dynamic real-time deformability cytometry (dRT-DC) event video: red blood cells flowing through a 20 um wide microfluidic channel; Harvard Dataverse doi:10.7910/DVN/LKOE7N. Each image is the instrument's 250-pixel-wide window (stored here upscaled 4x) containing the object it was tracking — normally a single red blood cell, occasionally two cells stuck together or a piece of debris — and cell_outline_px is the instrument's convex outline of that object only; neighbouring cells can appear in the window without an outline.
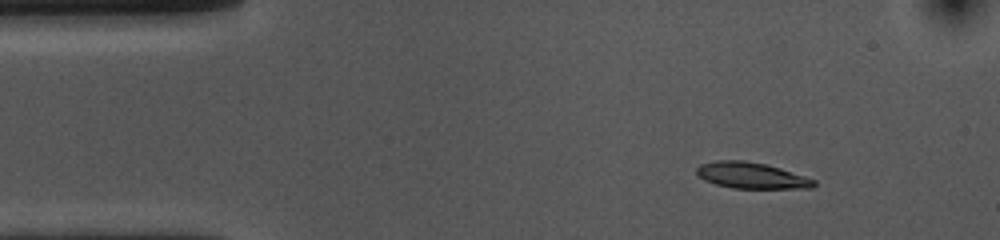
{"species": "common noctule bat (a hibernating species)", "species_latin": "Nyctalus noctula", "temperature_condition": "cold", "stored_images_in_passage": 48, "camera_frame_rate_fps": 3000, "um_per_image_px": 0.085, "animal": {"sex": "female", "body_mass_g": 10.0, "forearm_length_mm": 53.1}, "frame": {"image": 1, "passage_image": 1, "time_ms": 0.0, "image_size_px": [1000, 240], "cell_outline_px": [[816, 184], [812, 188], [732, 188], [716, 184], [704, 180], [696, 172], [696, 168], [700, 164], [716, 160], [744, 160], [764, 164], [780, 168], [816, 180]], "centroid_in_image_um": [63.86, 14.91], "position_along_channel_um": 21.1, "area_um2": 17.74}}
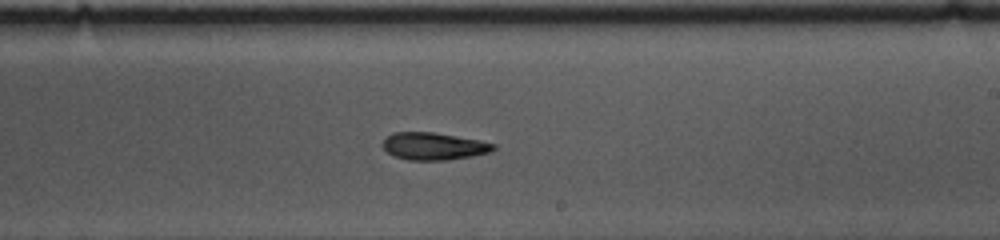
{"frame": {"image": 2, "passage_image": 25, "time_ms": 8.0, "image_size_px": [1000, 240], "cell_outline_px": [[496, 148], [492, 152], [472, 156], [448, 160], [408, 160], [392, 156], [384, 148], [384, 140], [392, 132], [432, 132], [480, 140], [496, 144]], "centroid_in_image_um": [36.9, 12.43], "position_along_channel_um": 252.1, "area_um2": 17.69}}
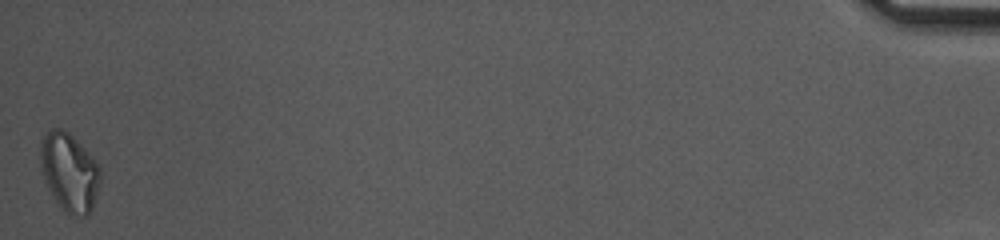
{"frame": {"image": 3, "passage_image": 48, "time_ms": 15.667, "image_size_px": [1000, 240], "cell_outline_px": [[100, 184], [92, 212], [84, 216], [64, 212], [48, 188], [44, 180], [40, 164], [40, 140], [52, 128], [60, 128], [68, 132], [92, 156], [100, 168]], "centroid_in_image_um": [5.9, 14.64], "position_along_channel_um": 429.3, "area_um2": 27.28}, "authors_computed_cell_mechanics": {"area_um2": 18.3226, "velocity_mm_per_s": 3.6459, "shape_relaxation_time_tau1_ms": 4.1204, "shape_relaxation_time_tau2_ms": 8.4685, "deformation_change_tau1": 0.1558, "deformation_change_tau2": 0.1674}}